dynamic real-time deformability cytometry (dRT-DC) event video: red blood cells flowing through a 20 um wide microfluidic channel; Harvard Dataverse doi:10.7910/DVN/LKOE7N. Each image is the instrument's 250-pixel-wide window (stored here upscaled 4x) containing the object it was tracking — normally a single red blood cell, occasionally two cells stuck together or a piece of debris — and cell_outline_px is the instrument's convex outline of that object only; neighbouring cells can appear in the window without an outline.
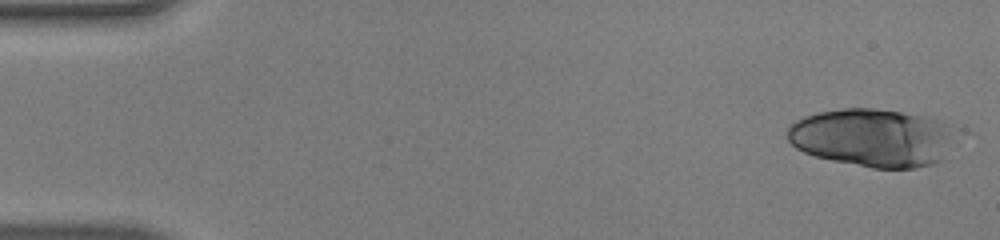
{"species": "human", "species_latin": "Homo sapiens", "temperature_condition": "warm", "stored_images_in_passage": 18, "camera_frame_rate_fps": 3000, "um_per_image_px": 0.085, "donor": {"sex": "male"}, "frame": {"image": 1, "passage_image": 1, "time_ms": 0.0, "image_size_px": [1000, 240], "cell_outline_px": [[960, 128], [944, 160], [932, 164], [916, 168], [872, 168], [832, 160], [816, 156], [804, 152], [796, 148], [788, 140], [788, 128], [796, 120], [804, 116], [820, 112], [844, 108], [876, 108], [900, 112], [940, 120]], "centroid_in_image_um": [74.25, 11.7], "position_along_channel_um": 10.7, "area_um2": 57.57}}